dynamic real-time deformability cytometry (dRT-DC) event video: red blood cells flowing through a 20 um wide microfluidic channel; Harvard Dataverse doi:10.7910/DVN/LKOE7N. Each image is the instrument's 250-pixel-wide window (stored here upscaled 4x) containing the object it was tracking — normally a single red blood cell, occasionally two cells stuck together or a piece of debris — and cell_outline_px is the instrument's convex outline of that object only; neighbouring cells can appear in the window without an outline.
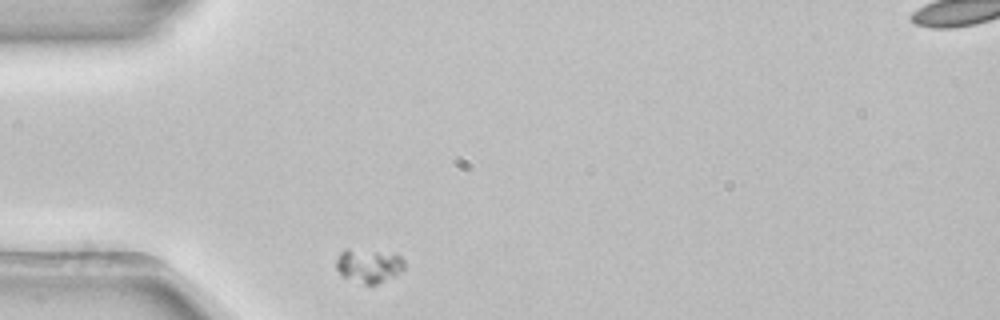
{"species": "common noctule bat (a hibernating species)", "species_latin": "Nyctalus noctula", "temperature_condition": "room temperature", "stored_images_in_passage": 31, "camera_frame_rate_fps": 3000, "um_per_image_px": 0.085, "animal": {"sex": "female", "body_mass_g": 22.7, "forearm_length_mm": 54.2}, "frame": {"image": 1, "passage_image": 1, "time_ms": 0.0, "image_size_px": [1000, 320], "cell_outline_px": [[404, 268], [400, 272], [376, 284], [364, 284], [344, 276], [336, 268], [336, 260], [340, 252], [344, 248], [396, 252], [404, 260]], "centroid_in_image_um": [31.35, 22.53], "position_along_channel_um": 53.6, "area_um2": 13.47}}
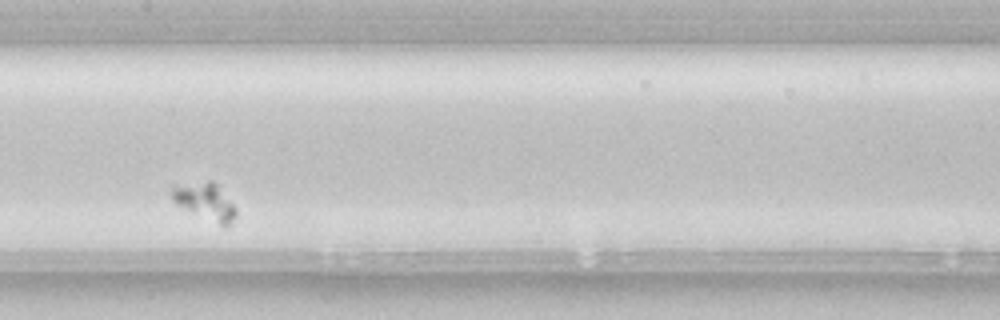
{"frame": {"image": 2, "passage_image": 14, "time_ms": 4.333, "image_size_px": [1000, 320], "cell_outline_px": [[236, 216], [224, 228], [176, 204], [172, 200], [172, 188], [208, 180], [212, 180], [216, 184], [236, 208]], "centroid_in_image_um": [17.48, 17.16], "position_along_channel_um": 189.9, "area_um2": 13.35}}
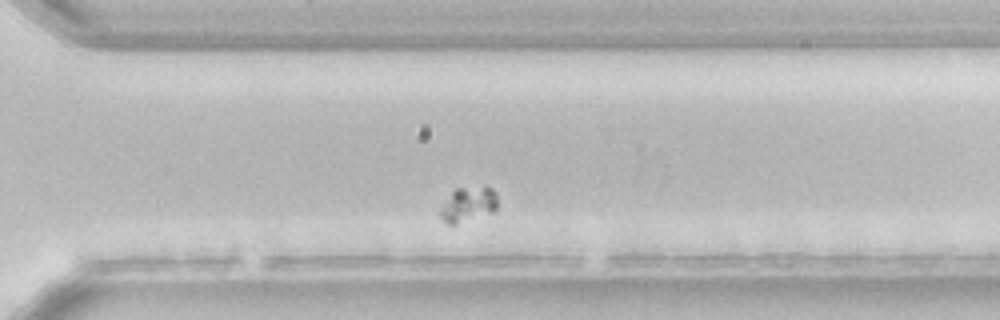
{"frame": {"image": 3, "passage_image": 26, "time_ms": 8.333, "image_size_px": [1000, 320], "cell_outline_px": [[496, 208], [492, 212], [456, 224], [448, 224], [440, 220], [440, 208], [452, 192], [456, 188], [484, 184], [492, 188], [496, 192]], "centroid_in_image_um": [39.79, 17.33], "position_along_channel_um": 330.8, "area_um2": 11.85}}